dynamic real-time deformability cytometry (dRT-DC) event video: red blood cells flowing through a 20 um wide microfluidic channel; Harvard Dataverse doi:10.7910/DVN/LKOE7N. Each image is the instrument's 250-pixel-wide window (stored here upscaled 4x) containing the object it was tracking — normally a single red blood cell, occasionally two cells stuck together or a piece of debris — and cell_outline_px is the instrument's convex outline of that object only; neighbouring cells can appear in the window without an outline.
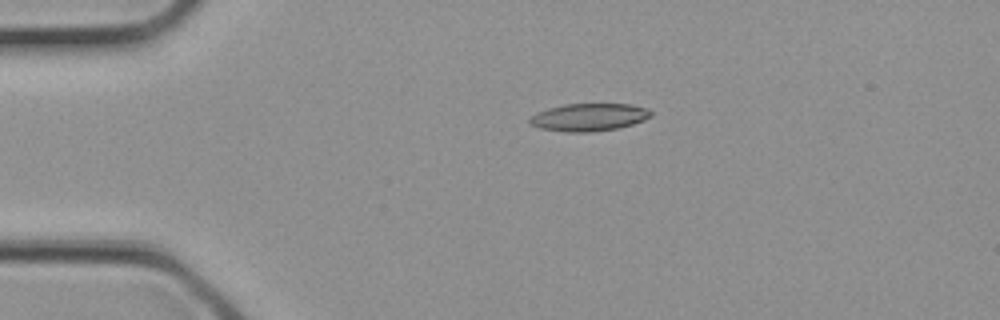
{"species": "common noctule bat (a hibernating species)", "species_latin": "Nyctalus noctula", "temperature_condition": "cold", "stored_images_in_passage": 1, "camera_frame_rate_fps": 3000, "um_per_image_px": 0.085, "animal": {"sex": "female", "body_mass_g": 21.9}, "frame": {"image": 1, "passage_image": 1, "time_ms": 0.0, "image_size_px": [1000, 320], "cell_outline_px": [[652, 116], [644, 120], [620, 128], [592, 132], [564, 132], [540, 128], [528, 124], [528, 116], [536, 112], [548, 108], [564, 104], [632, 104], [648, 108], [652, 112]], "centroid_in_image_um": [50.03, 9.96], "position_along_channel_um": 35.0, "area_um2": 19.88}}